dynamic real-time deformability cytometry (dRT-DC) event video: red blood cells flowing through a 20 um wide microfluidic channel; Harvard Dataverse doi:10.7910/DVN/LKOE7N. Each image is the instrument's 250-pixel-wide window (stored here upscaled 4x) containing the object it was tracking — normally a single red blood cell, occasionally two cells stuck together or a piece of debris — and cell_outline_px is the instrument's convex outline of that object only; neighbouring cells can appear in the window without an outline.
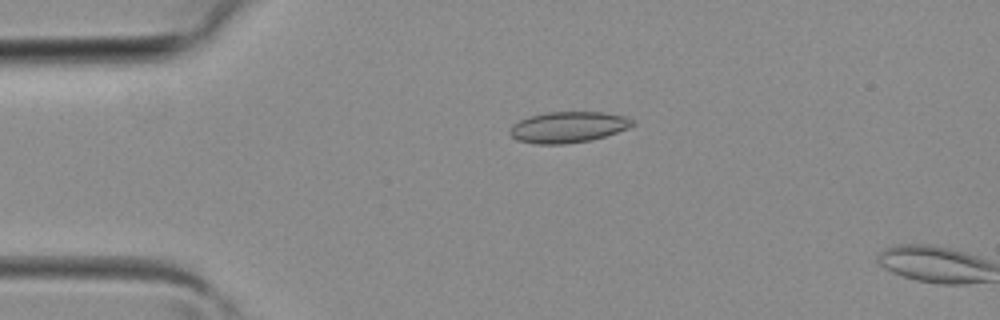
{"species": "common noctule bat (a hibernating species)", "species_latin": "Nyctalus noctula", "temperature_condition": "room temperature", "stored_images_in_passage": 10, "camera_frame_rate_fps": 3000, "um_per_image_px": 0.085, "animal": {"sex": "female", "body_mass_g": 19.3, "forearm_length_mm": 54.1}, "frame": {"image": 1, "passage_image": 9, "time_ms": 2.667, "image_size_px": [1000, 320], "cell_outline_px": [[636, 124], [628, 128], [592, 140], [564, 144], [536, 144], [516, 140], [508, 132], [508, 128], [512, 124], [528, 116], [548, 112], [604, 112], [628, 116], [636, 120]], "centroid_in_image_um": [48.3, 10.8], "position_along_channel_um": 36.7, "area_um2": 22.48}}